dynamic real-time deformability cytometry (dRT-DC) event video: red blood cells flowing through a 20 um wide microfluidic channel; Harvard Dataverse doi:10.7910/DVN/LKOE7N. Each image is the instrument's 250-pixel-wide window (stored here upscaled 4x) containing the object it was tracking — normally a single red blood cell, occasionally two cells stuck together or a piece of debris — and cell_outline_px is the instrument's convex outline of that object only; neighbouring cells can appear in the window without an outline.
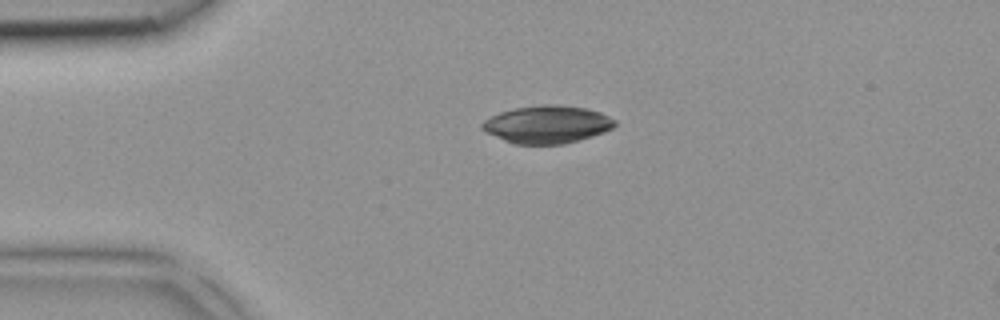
{"species": "common noctule bat (a hibernating species)", "species_latin": "Nyctalus noctula", "temperature_condition": "room temperature", "stored_images_in_passage": 2, "camera_frame_rate_fps": 3000, "um_per_image_px": 0.085, "animal": {"sex": "female", "body_mass_g": 18.4}, "frame": {"image": 1, "passage_image": 1, "time_ms": 0.0, "image_size_px": [1000, 320], "cell_outline_px": [[616, 124], [612, 128], [604, 132], [580, 140], [564, 144], [512, 144], [484, 132], [480, 128], [480, 124], [484, 120], [500, 112], [516, 108], [540, 104], [556, 104], [588, 108], [600, 112], [616, 120]], "centroid_in_image_um": [46.49, 10.58], "position_along_channel_um": 38.5, "area_um2": 29.42}}